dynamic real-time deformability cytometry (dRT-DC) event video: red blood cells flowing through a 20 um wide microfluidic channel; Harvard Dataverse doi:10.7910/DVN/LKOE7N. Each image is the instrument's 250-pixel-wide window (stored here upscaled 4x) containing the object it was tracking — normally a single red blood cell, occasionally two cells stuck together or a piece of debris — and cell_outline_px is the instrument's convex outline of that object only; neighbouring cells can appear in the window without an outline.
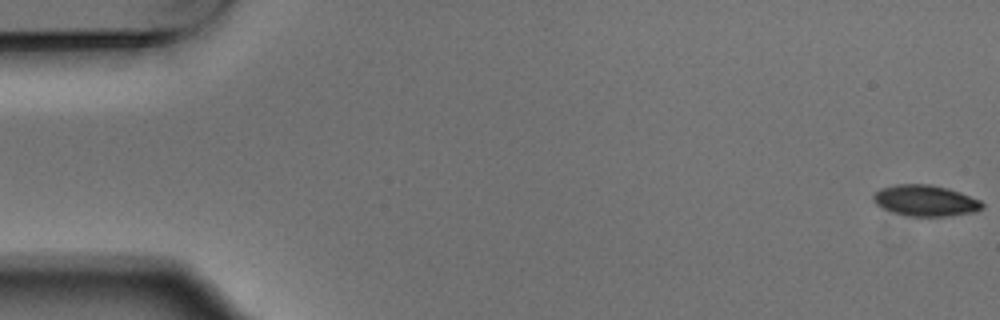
{"species": "Egyptian fruit bat (a non-hibernating species)", "species_latin": "Rousettus aegyptiacus", "temperature_condition": "warm", "stored_images_in_passage": 6, "camera_frame_rate_fps": 3000, "um_per_image_px": 0.085, "animal": {"sex": "male"}, "frame": {"image": 1, "passage_image": 1, "time_ms": 0.0, "image_size_px": [1000, 320], "cell_outline_px": [[984, 208], [976, 212], [948, 216], [908, 216], [892, 212], [876, 204], [872, 200], [872, 196], [880, 188], [896, 184], [932, 184], [948, 188], [960, 192], [980, 200], [984, 204]], "centroid_in_image_um": [78.67, 17.05], "position_along_channel_um": 6.3, "area_um2": 19.88}}
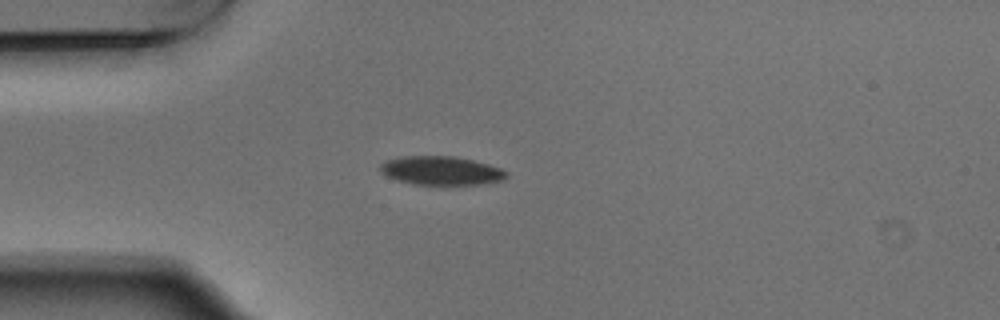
{"frame": {"image": 2, "passage_image": 5, "time_ms": 1.333, "image_size_px": [1000, 320], "cell_outline_px": [[508, 176], [504, 180], [480, 184], [444, 188], [412, 184], [396, 180], [380, 172], [380, 164], [388, 160], [404, 156], [452, 156], [472, 160], [488, 164], [500, 168], [508, 172]], "centroid_in_image_um": [37.52, 14.56], "position_along_channel_um": 47.5, "area_um2": 21.96}}